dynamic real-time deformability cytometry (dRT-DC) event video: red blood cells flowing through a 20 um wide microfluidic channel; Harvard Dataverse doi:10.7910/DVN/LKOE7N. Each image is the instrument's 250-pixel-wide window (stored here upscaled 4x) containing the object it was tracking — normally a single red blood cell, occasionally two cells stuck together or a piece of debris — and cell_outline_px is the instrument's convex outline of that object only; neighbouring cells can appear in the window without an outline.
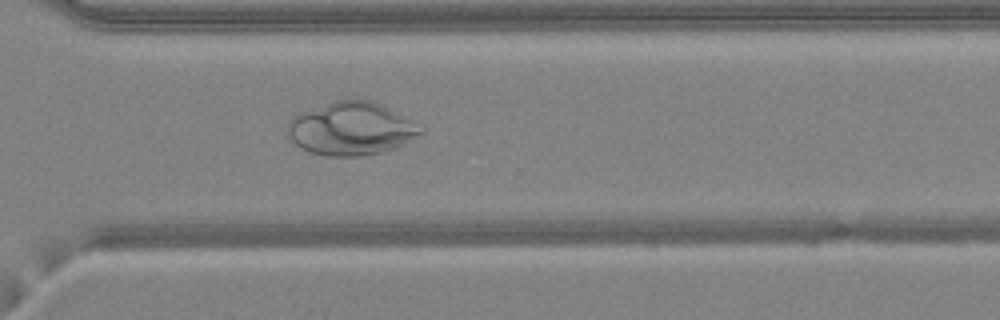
{"species": "common noctule bat (a hibernating species)", "species_latin": "Nyctalus noctula", "temperature_condition": "warm", "stored_images_in_passage": 48, "camera_frame_rate_fps": 3000, "um_per_image_px": 0.085, "animal": {"sex": "female", "body_mass_g": 24.6, "forearm_length_mm": 56.2}, "frame": {"image": 1, "passage_image": 35, "time_ms": 11.333, "image_size_px": [1000, 320], "cell_outline_px": [[424, 132], [396, 148], [384, 152], [360, 156], [324, 156], [308, 152], [300, 148], [292, 140], [288, 132], [288, 120], [296, 112], [336, 100], [372, 100], [408, 116], [424, 128]], "centroid_in_image_um": [29.86, 10.93], "position_along_channel_um": 340.7, "area_um2": 41.79}}